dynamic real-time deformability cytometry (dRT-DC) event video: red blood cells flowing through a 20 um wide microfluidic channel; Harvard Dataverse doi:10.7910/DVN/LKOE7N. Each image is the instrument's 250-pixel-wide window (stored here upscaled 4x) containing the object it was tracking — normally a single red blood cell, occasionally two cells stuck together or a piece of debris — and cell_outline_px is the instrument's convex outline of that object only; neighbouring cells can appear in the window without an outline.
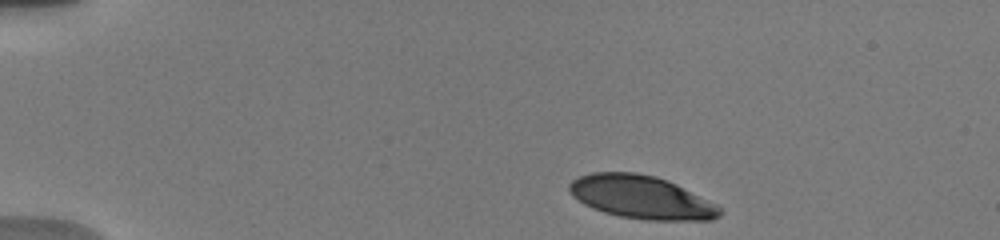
{"species": "human", "species_latin": "Homo sapiens", "temperature_condition": "warm", "stored_images_in_passage": 9, "camera_frame_rate_fps": 3000, "um_per_image_px": 0.085, "donor": {"sex": "male"}, "frame": {"image": 1, "passage_image": 1, "time_ms": 0.0, "image_size_px": [1000, 240], "cell_outline_px": [[720, 216], [712, 220], [644, 220], [620, 216], [604, 212], [592, 208], [584, 204], [572, 196], [568, 188], [568, 184], [572, 180], [580, 176], [592, 172], [636, 172], [656, 176], [668, 180], [716, 204], [720, 208]], "centroid_in_image_um": [54.48, 16.76], "position_along_channel_um": 30.5, "area_um2": 37.8}}
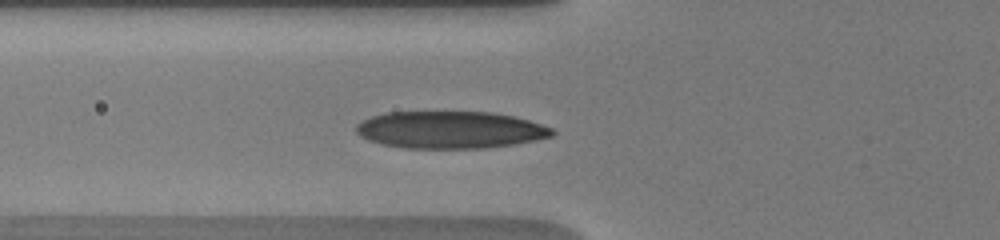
{"frame": {"image": 2, "passage_image": 6, "time_ms": 3.667, "image_size_px": [1000, 240], "cell_outline_px": [[556, 132], [552, 136], [536, 140], [488, 148], [404, 148], [384, 144], [368, 140], [360, 136], [356, 132], [356, 124], [372, 116], [384, 112], [492, 112], [512, 116], [528, 120], [552, 128]], "centroid_in_image_um": [38.26, 11.03], "position_along_channel_um": 87.5, "area_um2": 42.43}}
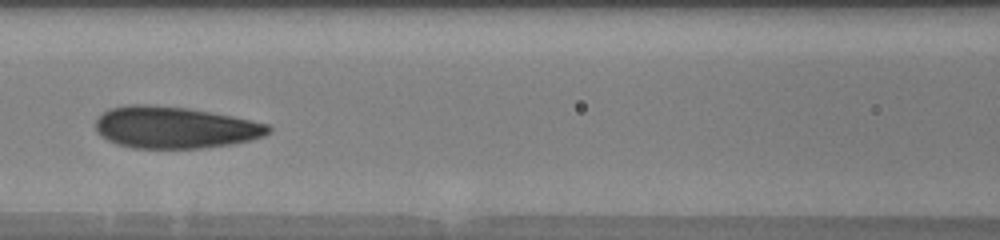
{"frame": {"image": 3, "passage_image": 8, "time_ms": 5.333, "image_size_px": [1000, 240], "cell_outline_px": [[272, 132], [264, 136], [252, 140], [232, 144], [204, 148], [132, 148], [116, 144], [108, 140], [96, 132], [96, 120], [104, 112], [112, 108], [128, 104], [144, 104], [188, 108], [232, 116], [268, 124], [272, 128]], "centroid_in_image_um": [14.88, 10.84], "position_along_channel_um": 151.7, "area_um2": 42.14}}